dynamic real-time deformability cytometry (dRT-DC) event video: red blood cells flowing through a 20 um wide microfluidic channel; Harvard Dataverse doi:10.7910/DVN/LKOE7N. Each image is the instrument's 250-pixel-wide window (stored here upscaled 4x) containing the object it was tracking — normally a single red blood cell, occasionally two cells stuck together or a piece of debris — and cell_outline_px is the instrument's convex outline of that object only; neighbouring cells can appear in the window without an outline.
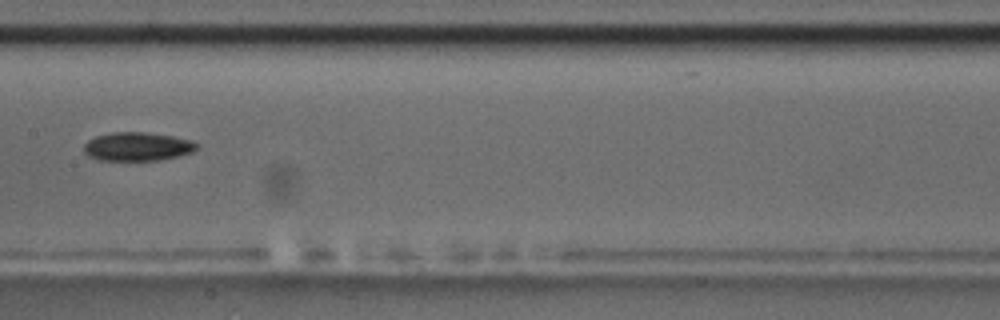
{"species": "common noctule bat (a hibernating species)", "species_latin": "Nyctalus noctula", "temperature_condition": "room temperature", "stored_images_in_passage": 9, "camera_frame_rate_fps": 3000, "um_per_image_px": 0.085, "animal": {"sex": "male", "body_mass_g": 17.5, "forearm_length_mm": 52.3}, "frame": {"image": 1, "passage_image": 8, "time_ms": 8.0, "image_size_px": [1000, 320], "cell_outline_px": [[200, 144], [192, 152], [180, 156], [160, 160], [100, 160], [88, 156], [84, 152], [84, 144], [88, 140], [96, 136], [112, 132], [148, 132], [172, 136], [192, 140]], "centroid_in_image_um": [11.7, 12.45], "position_along_channel_um": 195.7, "area_um2": 18.96}}